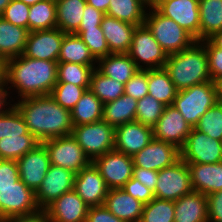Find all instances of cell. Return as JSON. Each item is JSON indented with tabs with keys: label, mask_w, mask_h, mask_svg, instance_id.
Segmentation results:
<instances>
[{
	"label": "cell",
	"mask_w": 222,
	"mask_h": 222,
	"mask_svg": "<svg viewBox=\"0 0 222 222\" xmlns=\"http://www.w3.org/2000/svg\"><path fill=\"white\" fill-rule=\"evenodd\" d=\"M30 6L18 0H12L1 17L8 22L28 29V16Z\"/></svg>",
	"instance_id": "f6af8a7d"
},
{
	"label": "cell",
	"mask_w": 222,
	"mask_h": 222,
	"mask_svg": "<svg viewBox=\"0 0 222 222\" xmlns=\"http://www.w3.org/2000/svg\"><path fill=\"white\" fill-rule=\"evenodd\" d=\"M89 87L76 86L73 83H56L51 96L63 108L71 110Z\"/></svg>",
	"instance_id": "ee69618b"
},
{
	"label": "cell",
	"mask_w": 222,
	"mask_h": 222,
	"mask_svg": "<svg viewBox=\"0 0 222 222\" xmlns=\"http://www.w3.org/2000/svg\"><path fill=\"white\" fill-rule=\"evenodd\" d=\"M27 125L28 131L41 143L72 133L71 112L49 95L21 98L13 102Z\"/></svg>",
	"instance_id": "6da1fadb"
},
{
	"label": "cell",
	"mask_w": 222,
	"mask_h": 222,
	"mask_svg": "<svg viewBox=\"0 0 222 222\" xmlns=\"http://www.w3.org/2000/svg\"><path fill=\"white\" fill-rule=\"evenodd\" d=\"M18 1L24 2L25 4L30 6V5L37 3L38 1H41V0H18Z\"/></svg>",
	"instance_id": "e7e4bbea"
},
{
	"label": "cell",
	"mask_w": 222,
	"mask_h": 222,
	"mask_svg": "<svg viewBox=\"0 0 222 222\" xmlns=\"http://www.w3.org/2000/svg\"><path fill=\"white\" fill-rule=\"evenodd\" d=\"M28 128L20 112L12 105L0 116V139L27 134Z\"/></svg>",
	"instance_id": "7bdbcfd3"
},
{
	"label": "cell",
	"mask_w": 222,
	"mask_h": 222,
	"mask_svg": "<svg viewBox=\"0 0 222 222\" xmlns=\"http://www.w3.org/2000/svg\"><path fill=\"white\" fill-rule=\"evenodd\" d=\"M10 94L8 91H0V116L3 115L12 105Z\"/></svg>",
	"instance_id": "9f6ffc18"
},
{
	"label": "cell",
	"mask_w": 222,
	"mask_h": 222,
	"mask_svg": "<svg viewBox=\"0 0 222 222\" xmlns=\"http://www.w3.org/2000/svg\"><path fill=\"white\" fill-rule=\"evenodd\" d=\"M86 222H124L102 206L89 207Z\"/></svg>",
	"instance_id": "f5cc1de1"
},
{
	"label": "cell",
	"mask_w": 222,
	"mask_h": 222,
	"mask_svg": "<svg viewBox=\"0 0 222 222\" xmlns=\"http://www.w3.org/2000/svg\"><path fill=\"white\" fill-rule=\"evenodd\" d=\"M143 4H145L148 8L154 7L158 0H140Z\"/></svg>",
	"instance_id": "6125c7cd"
},
{
	"label": "cell",
	"mask_w": 222,
	"mask_h": 222,
	"mask_svg": "<svg viewBox=\"0 0 222 222\" xmlns=\"http://www.w3.org/2000/svg\"><path fill=\"white\" fill-rule=\"evenodd\" d=\"M200 41L222 30V0H199Z\"/></svg>",
	"instance_id": "836d02e7"
},
{
	"label": "cell",
	"mask_w": 222,
	"mask_h": 222,
	"mask_svg": "<svg viewBox=\"0 0 222 222\" xmlns=\"http://www.w3.org/2000/svg\"><path fill=\"white\" fill-rule=\"evenodd\" d=\"M12 0H0V16L4 12L5 8L7 5L11 2Z\"/></svg>",
	"instance_id": "94428289"
},
{
	"label": "cell",
	"mask_w": 222,
	"mask_h": 222,
	"mask_svg": "<svg viewBox=\"0 0 222 222\" xmlns=\"http://www.w3.org/2000/svg\"><path fill=\"white\" fill-rule=\"evenodd\" d=\"M74 34L79 35L97 61L111 54L101 27L79 28Z\"/></svg>",
	"instance_id": "60d3db41"
},
{
	"label": "cell",
	"mask_w": 222,
	"mask_h": 222,
	"mask_svg": "<svg viewBox=\"0 0 222 222\" xmlns=\"http://www.w3.org/2000/svg\"><path fill=\"white\" fill-rule=\"evenodd\" d=\"M218 92H219V100H222V78L217 82Z\"/></svg>",
	"instance_id": "be15d7a7"
},
{
	"label": "cell",
	"mask_w": 222,
	"mask_h": 222,
	"mask_svg": "<svg viewBox=\"0 0 222 222\" xmlns=\"http://www.w3.org/2000/svg\"><path fill=\"white\" fill-rule=\"evenodd\" d=\"M42 143L48 150L51 165L77 174L92 162L71 134L51 138Z\"/></svg>",
	"instance_id": "ba28073f"
},
{
	"label": "cell",
	"mask_w": 222,
	"mask_h": 222,
	"mask_svg": "<svg viewBox=\"0 0 222 222\" xmlns=\"http://www.w3.org/2000/svg\"><path fill=\"white\" fill-rule=\"evenodd\" d=\"M148 7L140 0H110L107 15L132 25H143Z\"/></svg>",
	"instance_id": "d6a6232c"
},
{
	"label": "cell",
	"mask_w": 222,
	"mask_h": 222,
	"mask_svg": "<svg viewBox=\"0 0 222 222\" xmlns=\"http://www.w3.org/2000/svg\"><path fill=\"white\" fill-rule=\"evenodd\" d=\"M175 202L174 222H208L207 197L192 191Z\"/></svg>",
	"instance_id": "484cf974"
},
{
	"label": "cell",
	"mask_w": 222,
	"mask_h": 222,
	"mask_svg": "<svg viewBox=\"0 0 222 222\" xmlns=\"http://www.w3.org/2000/svg\"><path fill=\"white\" fill-rule=\"evenodd\" d=\"M57 27L56 1L41 0L30 5L28 16L29 32L48 30Z\"/></svg>",
	"instance_id": "e575fe53"
},
{
	"label": "cell",
	"mask_w": 222,
	"mask_h": 222,
	"mask_svg": "<svg viewBox=\"0 0 222 222\" xmlns=\"http://www.w3.org/2000/svg\"><path fill=\"white\" fill-rule=\"evenodd\" d=\"M104 103L86 89L76 105L70 110L73 126L89 124L103 119Z\"/></svg>",
	"instance_id": "83f0119b"
},
{
	"label": "cell",
	"mask_w": 222,
	"mask_h": 222,
	"mask_svg": "<svg viewBox=\"0 0 222 222\" xmlns=\"http://www.w3.org/2000/svg\"><path fill=\"white\" fill-rule=\"evenodd\" d=\"M178 90L164 68L148 70V95L165 106L173 105Z\"/></svg>",
	"instance_id": "1f68e13d"
},
{
	"label": "cell",
	"mask_w": 222,
	"mask_h": 222,
	"mask_svg": "<svg viewBox=\"0 0 222 222\" xmlns=\"http://www.w3.org/2000/svg\"><path fill=\"white\" fill-rule=\"evenodd\" d=\"M206 49L209 74L213 82L222 78V49L216 47L209 39L201 40Z\"/></svg>",
	"instance_id": "7dc6e473"
},
{
	"label": "cell",
	"mask_w": 222,
	"mask_h": 222,
	"mask_svg": "<svg viewBox=\"0 0 222 222\" xmlns=\"http://www.w3.org/2000/svg\"><path fill=\"white\" fill-rule=\"evenodd\" d=\"M124 94L136 100L148 95V70L138 71L124 84Z\"/></svg>",
	"instance_id": "bcb514c9"
},
{
	"label": "cell",
	"mask_w": 222,
	"mask_h": 222,
	"mask_svg": "<svg viewBox=\"0 0 222 222\" xmlns=\"http://www.w3.org/2000/svg\"><path fill=\"white\" fill-rule=\"evenodd\" d=\"M192 191L190 171L187 163L182 159L158 171L154 191L156 198L176 201Z\"/></svg>",
	"instance_id": "30bf717a"
},
{
	"label": "cell",
	"mask_w": 222,
	"mask_h": 222,
	"mask_svg": "<svg viewBox=\"0 0 222 222\" xmlns=\"http://www.w3.org/2000/svg\"><path fill=\"white\" fill-rule=\"evenodd\" d=\"M0 91L7 90L6 62L0 59Z\"/></svg>",
	"instance_id": "680465c9"
},
{
	"label": "cell",
	"mask_w": 222,
	"mask_h": 222,
	"mask_svg": "<svg viewBox=\"0 0 222 222\" xmlns=\"http://www.w3.org/2000/svg\"><path fill=\"white\" fill-rule=\"evenodd\" d=\"M121 189L143 204L149 203L155 197L152 190L133 177Z\"/></svg>",
	"instance_id": "681fc988"
},
{
	"label": "cell",
	"mask_w": 222,
	"mask_h": 222,
	"mask_svg": "<svg viewBox=\"0 0 222 222\" xmlns=\"http://www.w3.org/2000/svg\"><path fill=\"white\" fill-rule=\"evenodd\" d=\"M75 177L76 173L70 170L50 165L43 182L35 192L40 210H45L61 195L74 189Z\"/></svg>",
	"instance_id": "9a60e30c"
},
{
	"label": "cell",
	"mask_w": 222,
	"mask_h": 222,
	"mask_svg": "<svg viewBox=\"0 0 222 222\" xmlns=\"http://www.w3.org/2000/svg\"><path fill=\"white\" fill-rule=\"evenodd\" d=\"M154 139L169 142L181 149L192 130L182 114L173 106H165L162 116L152 127Z\"/></svg>",
	"instance_id": "2e32d148"
},
{
	"label": "cell",
	"mask_w": 222,
	"mask_h": 222,
	"mask_svg": "<svg viewBox=\"0 0 222 222\" xmlns=\"http://www.w3.org/2000/svg\"><path fill=\"white\" fill-rule=\"evenodd\" d=\"M163 68L178 91L212 81L206 49L201 41H195L189 48L168 55Z\"/></svg>",
	"instance_id": "3957f363"
},
{
	"label": "cell",
	"mask_w": 222,
	"mask_h": 222,
	"mask_svg": "<svg viewBox=\"0 0 222 222\" xmlns=\"http://www.w3.org/2000/svg\"><path fill=\"white\" fill-rule=\"evenodd\" d=\"M137 100L123 94L116 100L104 103L103 120L113 127L135 121Z\"/></svg>",
	"instance_id": "4dcf8cb0"
},
{
	"label": "cell",
	"mask_w": 222,
	"mask_h": 222,
	"mask_svg": "<svg viewBox=\"0 0 222 222\" xmlns=\"http://www.w3.org/2000/svg\"><path fill=\"white\" fill-rule=\"evenodd\" d=\"M58 62L97 65V60L91 54L88 46L82 41L79 35L74 33H66L64 35Z\"/></svg>",
	"instance_id": "f546056e"
},
{
	"label": "cell",
	"mask_w": 222,
	"mask_h": 222,
	"mask_svg": "<svg viewBox=\"0 0 222 222\" xmlns=\"http://www.w3.org/2000/svg\"><path fill=\"white\" fill-rule=\"evenodd\" d=\"M165 105L155 97L146 95L137 100L135 121L153 127L162 116Z\"/></svg>",
	"instance_id": "b9f144b4"
},
{
	"label": "cell",
	"mask_w": 222,
	"mask_h": 222,
	"mask_svg": "<svg viewBox=\"0 0 222 222\" xmlns=\"http://www.w3.org/2000/svg\"><path fill=\"white\" fill-rule=\"evenodd\" d=\"M175 202L154 197L144 204L140 222H174Z\"/></svg>",
	"instance_id": "f35d334b"
},
{
	"label": "cell",
	"mask_w": 222,
	"mask_h": 222,
	"mask_svg": "<svg viewBox=\"0 0 222 222\" xmlns=\"http://www.w3.org/2000/svg\"><path fill=\"white\" fill-rule=\"evenodd\" d=\"M29 30L0 16V59L6 61L23 54Z\"/></svg>",
	"instance_id": "d4e9b609"
},
{
	"label": "cell",
	"mask_w": 222,
	"mask_h": 222,
	"mask_svg": "<svg viewBox=\"0 0 222 222\" xmlns=\"http://www.w3.org/2000/svg\"><path fill=\"white\" fill-rule=\"evenodd\" d=\"M65 34L57 27L29 32L23 55L33 59L58 62Z\"/></svg>",
	"instance_id": "ac0fdd59"
},
{
	"label": "cell",
	"mask_w": 222,
	"mask_h": 222,
	"mask_svg": "<svg viewBox=\"0 0 222 222\" xmlns=\"http://www.w3.org/2000/svg\"><path fill=\"white\" fill-rule=\"evenodd\" d=\"M158 171L133 167V178L139 180L147 188L155 191L157 183Z\"/></svg>",
	"instance_id": "db71d44e"
},
{
	"label": "cell",
	"mask_w": 222,
	"mask_h": 222,
	"mask_svg": "<svg viewBox=\"0 0 222 222\" xmlns=\"http://www.w3.org/2000/svg\"><path fill=\"white\" fill-rule=\"evenodd\" d=\"M19 179L17 161L0 159V188L13 187Z\"/></svg>",
	"instance_id": "c3c4849f"
},
{
	"label": "cell",
	"mask_w": 222,
	"mask_h": 222,
	"mask_svg": "<svg viewBox=\"0 0 222 222\" xmlns=\"http://www.w3.org/2000/svg\"><path fill=\"white\" fill-rule=\"evenodd\" d=\"M207 197L208 222H222V190Z\"/></svg>",
	"instance_id": "f907efd6"
},
{
	"label": "cell",
	"mask_w": 222,
	"mask_h": 222,
	"mask_svg": "<svg viewBox=\"0 0 222 222\" xmlns=\"http://www.w3.org/2000/svg\"><path fill=\"white\" fill-rule=\"evenodd\" d=\"M135 167L160 171L181 159L180 149L169 142L154 139L132 156Z\"/></svg>",
	"instance_id": "5bb4252c"
},
{
	"label": "cell",
	"mask_w": 222,
	"mask_h": 222,
	"mask_svg": "<svg viewBox=\"0 0 222 222\" xmlns=\"http://www.w3.org/2000/svg\"><path fill=\"white\" fill-rule=\"evenodd\" d=\"M215 140L222 141V100L209 108L194 126Z\"/></svg>",
	"instance_id": "ab89813d"
},
{
	"label": "cell",
	"mask_w": 222,
	"mask_h": 222,
	"mask_svg": "<svg viewBox=\"0 0 222 222\" xmlns=\"http://www.w3.org/2000/svg\"><path fill=\"white\" fill-rule=\"evenodd\" d=\"M186 163L215 164L222 162V141L215 140L194 127L180 149Z\"/></svg>",
	"instance_id": "8fae6325"
},
{
	"label": "cell",
	"mask_w": 222,
	"mask_h": 222,
	"mask_svg": "<svg viewBox=\"0 0 222 222\" xmlns=\"http://www.w3.org/2000/svg\"><path fill=\"white\" fill-rule=\"evenodd\" d=\"M5 62L7 90L12 102L30 96L49 95L57 83L58 62L33 59L23 54Z\"/></svg>",
	"instance_id": "7a4b0ae2"
},
{
	"label": "cell",
	"mask_w": 222,
	"mask_h": 222,
	"mask_svg": "<svg viewBox=\"0 0 222 222\" xmlns=\"http://www.w3.org/2000/svg\"><path fill=\"white\" fill-rule=\"evenodd\" d=\"M104 15L105 13H103L102 11L86 4L79 28L101 27L100 24L102 22Z\"/></svg>",
	"instance_id": "816d5d0a"
},
{
	"label": "cell",
	"mask_w": 222,
	"mask_h": 222,
	"mask_svg": "<svg viewBox=\"0 0 222 222\" xmlns=\"http://www.w3.org/2000/svg\"><path fill=\"white\" fill-rule=\"evenodd\" d=\"M74 190L89 207H95L104 204L109 189L98 168L91 162L76 174Z\"/></svg>",
	"instance_id": "d6986e66"
},
{
	"label": "cell",
	"mask_w": 222,
	"mask_h": 222,
	"mask_svg": "<svg viewBox=\"0 0 222 222\" xmlns=\"http://www.w3.org/2000/svg\"><path fill=\"white\" fill-rule=\"evenodd\" d=\"M127 54L135 62L137 68L142 70L163 68L168 58L167 53L145 24L136 26Z\"/></svg>",
	"instance_id": "52a82bcc"
},
{
	"label": "cell",
	"mask_w": 222,
	"mask_h": 222,
	"mask_svg": "<svg viewBox=\"0 0 222 222\" xmlns=\"http://www.w3.org/2000/svg\"><path fill=\"white\" fill-rule=\"evenodd\" d=\"M88 209L89 206L72 189L57 198L45 212L50 222H86Z\"/></svg>",
	"instance_id": "44dd1931"
},
{
	"label": "cell",
	"mask_w": 222,
	"mask_h": 222,
	"mask_svg": "<svg viewBox=\"0 0 222 222\" xmlns=\"http://www.w3.org/2000/svg\"><path fill=\"white\" fill-rule=\"evenodd\" d=\"M97 69L105 76L125 84L138 71L127 53L109 54L97 61Z\"/></svg>",
	"instance_id": "4316f807"
},
{
	"label": "cell",
	"mask_w": 222,
	"mask_h": 222,
	"mask_svg": "<svg viewBox=\"0 0 222 222\" xmlns=\"http://www.w3.org/2000/svg\"><path fill=\"white\" fill-rule=\"evenodd\" d=\"M71 135L91 161L106 152L114 150L115 127L103 119L74 126Z\"/></svg>",
	"instance_id": "8992f818"
},
{
	"label": "cell",
	"mask_w": 222,
	"mask_h": 222,
	"mask_svg": "<svg viewBox=\"0 0 222 222\" xmlns=\"http://www.w3.org/2000/svg\"><path fill=\"white\" fill-rule=\"evenodd\" d=\"M217 101H219L218 85L216 82L208 81L179 90L173 106L193 128L200 117Z\"/></svg>",
	"instance_id": "277c9868"
},
{
	"label": "cell",
	"mask_w": 222,
	"mask_h": 222,
	"mask_svg": "<svg viewBox=\"0 0 222 222\" xmlns=\"http://www.w3.org/2000/svg\"><path fill=\"white\" fill-rule=\"evenodd\" d=\"M104 207L124 222H140L144 204L120 189H109Z\"/></svg>",
	"instance_id": "603a6c76"
},
{
	"label": "cell",
	"mask_w": 222,
	"mask_h": 222,
	"mask_svg": "<svg viewBox=\"0 0 222 222\" xmlns=\"http://www.w3.org/2000/svg\"><path fill=\"white\" fill-rule=\"evenodd\" d=\"M40 211L35 192L19 179L15 186L0 188V222Z\"/></svg>",
	"instance_id": "9c48e42d"
},
{
	"label": "cell",
	"mask_w": 222,
	"mask_h": 222,
	"mask_svg": "<svg viewBox=\"0 0 222 222\" xmlns=\"http://www.w3.org/2000/svg\"><path fill=\"white\" fill-rule=\"evenodd\" d=\"M216 47L222 49V30L215 32L208 38Z\"/></svg>",
	"instance_id": "91938a15"
},
{
	"label": "cell",
	"mask_w": 222,
	"mask_h": 222,
	"mask_svg": "<svg viewBox=\"0 0 222 222\" xmlns=\"http://www.w3.org/2000/svg\"><path fill=\"white\" fill-rule=\"evenodd\" d=\"M57 28L64 33H75L81 24L86 0H55Z\"/></svg>",
	"instance_id": "f1b7e54d"
},
{
	"label": "cell",
	"mask_w": 222,
	"mask_h": 222,
	"mask_svg": "<svg viewBox=\"0 0 222 222\" xmlns=\"http://www.w3.org/2000/svg\"><path fill=\"white\" fill-rule=\"evenodd\" d=\"M193 191L206 196L222 190V162L215 164L187 163Z\"/></svg>",
	"instance_id": "cb8c5ba5"
},
{
	"label": "cell",
	"mask_w": 222,
	"mask_h": 222,
	"mask_svg": "<svg viewBox=\"0 0 222 222\" xmlns=\"http://www.w3.org/2000/svg\"><path fill=\"white\" fill-rule=\"evenodd\" d=\"M100 26L111 54L128 53L136 25L105 14Z\"/></svg>",
	"instance_id": "7402d4cb"
},
{
	"label": "cell",
	"mask_w": 222,
	"mask_h": 222,
	"mask_svg": "<svg viewBox=\"0 0 222 222\" xmlns=\"http://www.w3.org/2000/svg\"><path fill=\"white\" fill-rule=\"evenodd\" d=\"M144 24L167 55L187 49L196 41L178 23L163 16L154 7L147 9Z\"/></svg>",
	"instance_id": "5b68a950"
},
{
	"label": "cell",
	"mask_w": 222,
	"mask_h": 222,
	"mask_svg": "<svg viewBox=\"0 0 222 222\" xmlns=\"http://www.w3.org/2000/svg\"><path fill=\"white\" fill-rule=\"evenodd\" d=\"M152 127L133 121L115 128L114 150L133 156L153 140Z\"/></svg>",
	"instance_id": "ffe728a7"
},
{
	"label": "cell",
	"mask_w": 222,
	"mask_h": 222,
	"mask_svg": "<svg viewBox=\"0 0 222 222\" xmlns=\"http://www.w3.org/2000/svg\"><path fill=\"white\" fill-rule=\"evenodd\" d=\"M95 68L97 65L58 62L57 83H73L76 86L89 87Z\"/></svg>",
	"instance_id": "74e56055"
},
{
	"label": "cell",
	"mask_w": 222,
	"mask_h": 222,
	"mask_svg": "<svg viewBox=\"0 0 222 222\" xmlns=\"http://www.w3.org/2000/svg\"><path fill=\"white\" fill-rule=\"evenodd\" d=\"M41 142L30 132L20 136H7L0 139V159L18 160Z\"/></svg>",
	"instance_id": "d590c367"
},
{
	"label": "cell",
	"mask_w": 222,
	"mask_h": 222,
	"mask_svg": "<svg viewBox=\"0 0 222 222\" xmlns=\"http://www.w3.org/2000/svg\"><path fill=\"white\" fill-rule=\"evenodd\" d=\"M87 4L93 6L94 8L107 13L110 0H86Z\"/></svg>",
	"instance_id": "6f0895ef"
},
{
	"label": "cell",
	"mask_w": 222,
	"mask_h": 222,
	"mask_svg": "<svg viewBox=\"0 0 222 222\" xmlns=\"http://www.w3.org/2000/svg\"><path fill=\"white\" fill-rule=\"evenodd\" d=\"M21 181L34 192L38 190L50 167L48 150L43 143L17 160Z\"/></svg>",
	"instance_id": "e0dca14e"
},
{
	"label": "cell",
	"mask_w": 222,
	"mask_h": 222,
	"mask_svg": "<svg viewBox=\"0 0 222 222\" xmlns=\"http://www.w3.org/2000/svg\"><path fill=\"white\" fill-rule=\"evenodd\" d=\"M4 222H50L47 213L45 210H40L37 213L27 215V216H19L7 219Z\"/></svg>",
	"instance_id": "11a10c76"
},
{
	"label": "cell",
	"mask_w": 222,
	"mask_h": 222,
	"mask_svg": "<svg viewBox=\"0 0 222 222\" xmlns=\"http://www.w3.org/2000/svg\"><path fill=\"white\" fill-rule=\"evenodd\" d=\"M108 189H120L133 177L132 156L111 150L93 161Z\"/></svg>",
	"instance_id": "7c38bea8"
},
{
	"label": "cell",
	"mask_w": 222,
	"mask_h": 222,
	"mask_svg": "<svg viewBox=\"0 0 222 222\" xmlns=\"http://www.w3.org/2000/svg\"><path fill=\"white\" fill-rule=\"evenodd\" d=\"M154 8L163 16L178 23L196 41H200L198 0H158Z\"/></svg>",
	"instance_id": "4fadbf2b"
},
{
	"label": "cell",
	"mask_w": 222,
	"mask_h": 222,
	"mask_svg": "<svg viewBox=\"0 0 222 222\" xmlns=\"http://www.w3.org/2000/svg\"><path fill=\"white\" fill-rule=\"evenodd\" d=\"M89 90L103 103H109L124 94V84L103 75L95 68L91 75Z\"/></svg>",
	"instance_id": "8d00e7d4"
}]
</instances>
